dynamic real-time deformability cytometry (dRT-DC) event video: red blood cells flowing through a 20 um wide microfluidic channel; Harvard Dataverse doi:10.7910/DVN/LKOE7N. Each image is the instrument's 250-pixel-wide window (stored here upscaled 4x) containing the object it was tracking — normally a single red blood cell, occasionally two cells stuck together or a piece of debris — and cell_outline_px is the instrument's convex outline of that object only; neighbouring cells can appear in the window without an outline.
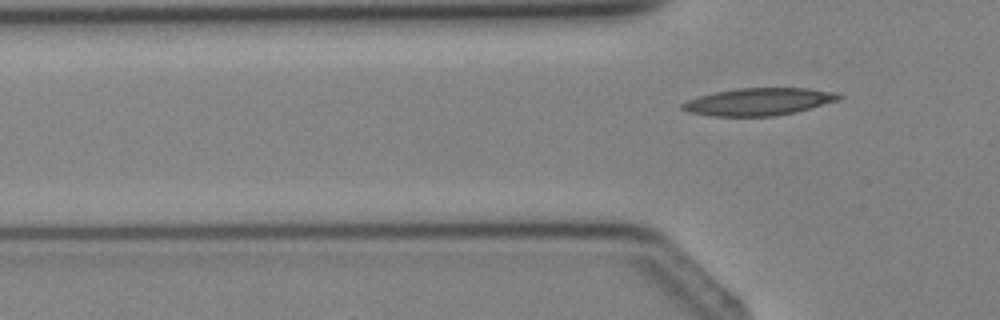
{"species": "Egyptian fruit bat (a non-hibernating species)", "species_latin": "Rousettus aegyptiacus", "temperature_condition": "cold", "stored_images_in_passage": 4, "camera_frame_rate_fps": 3000, "um_per_image_px": 0.085, "animal": {"sex": "female"}, "frame": {"image": 1, "passage_image": 4, "time_ms": 3.667, "image_size_px": [1000, 320], "cell_outline_px": [[844, 96], [840, 100], [796, 112], [776, 116], [712, 116], [688, 112], [680, 108], [680, 104], [688, 100], [700, 96], [716, 92], [736, 88], [808, 88], [840, 92]], "centroid_in_image_um": [64.55, 8.64], "position_along_channel_um": 61.2, "area_um2": 25.2}}